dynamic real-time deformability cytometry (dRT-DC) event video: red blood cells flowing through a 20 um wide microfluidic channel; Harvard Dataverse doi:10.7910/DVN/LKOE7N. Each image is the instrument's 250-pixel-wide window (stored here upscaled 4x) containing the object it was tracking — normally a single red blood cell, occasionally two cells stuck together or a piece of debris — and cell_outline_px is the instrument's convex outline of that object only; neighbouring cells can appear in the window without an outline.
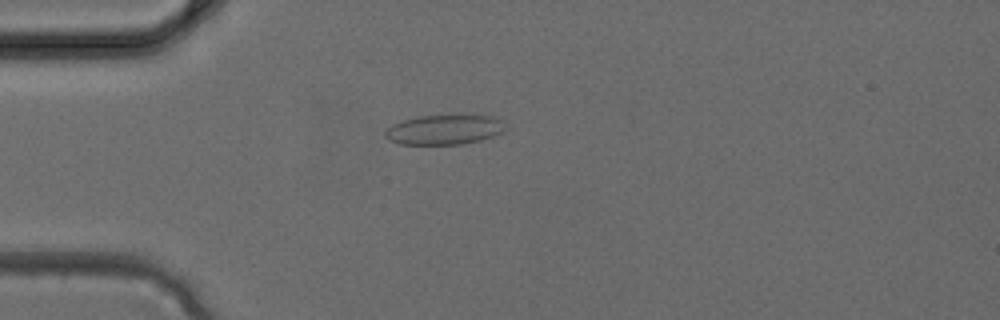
{"species": "common noctule bat (a hibernating species)", "species_latin": "Nyctalus noctula", "temperature_condition": "cold", "stored_images_in_passage": 3, "camera_frame_rate_fps": 3000, "um_per_image_px": 0.085, "animal": {"sex": "female", "body_mass_g": 24.6, "forearm_length_mm": 56.2}, "frame": {"image": 1, "passage_image": 3, "time_ms": 0.667, "image_size_px": [1000, 320], "cell_outline_px": [[504, 128], [500, 132], [492, 136], [480, 140], [460, 144], [400, 144], [388, 140], [384, 136], [384, 132], [392, 124], [404, 120], [420, 116], [496, 116], [500, 120]], "centroid_in_image_um": [37.7, 11.03], "position_along_channel_um": 47.3, "area_um2": 20.4}}